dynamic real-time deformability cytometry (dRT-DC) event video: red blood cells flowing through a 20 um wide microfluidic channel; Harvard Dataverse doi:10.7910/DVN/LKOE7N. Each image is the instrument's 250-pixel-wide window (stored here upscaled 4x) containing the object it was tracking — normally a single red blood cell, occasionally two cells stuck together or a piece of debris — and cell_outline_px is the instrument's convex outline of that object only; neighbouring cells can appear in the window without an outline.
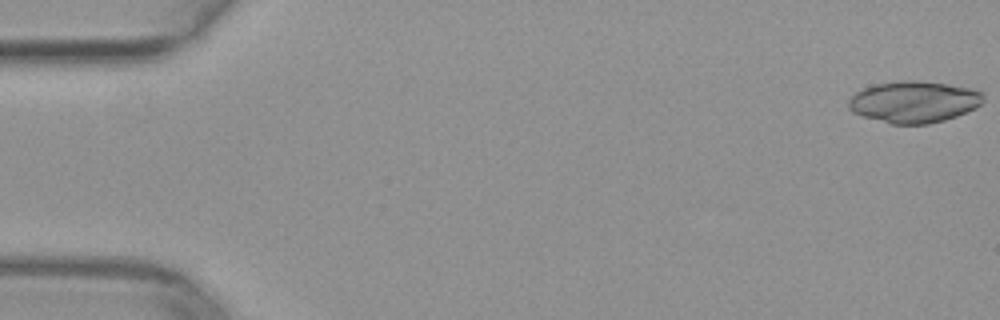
{"species": "common noctule bat (a hibernating species)", "species_latin": "Nyctalus noctula", "temperature_condition": "warm", "stored_images_in_passage": 49, "camera_frame_rate_fps": 3000, "um_per_image_px": 0.085, "animal": {"sex": "female", "body_mass_g": 29.2, "forearm_length_mm": 56.3}, "frame": {"image": 1, "passage_image": 1, "time_ms": 0.0, "image_size_px": [1000, 320], "cell_outline_px": [[984, 100], [976, 108], [956, 116], [944, 120], [928, 124], [892, 124], [864, 116], [852, 112], [848, 108], [848, 100], [856, 92], [864, 88], [876, 84], [904, 80], [916, 80], [948, 84], [968, 88], [980, 92], [984, 96]], "centroid_in_image_um": [77.68, 8.66], "position_along_channel_um": 7.3, "area_um2": 32.48}}